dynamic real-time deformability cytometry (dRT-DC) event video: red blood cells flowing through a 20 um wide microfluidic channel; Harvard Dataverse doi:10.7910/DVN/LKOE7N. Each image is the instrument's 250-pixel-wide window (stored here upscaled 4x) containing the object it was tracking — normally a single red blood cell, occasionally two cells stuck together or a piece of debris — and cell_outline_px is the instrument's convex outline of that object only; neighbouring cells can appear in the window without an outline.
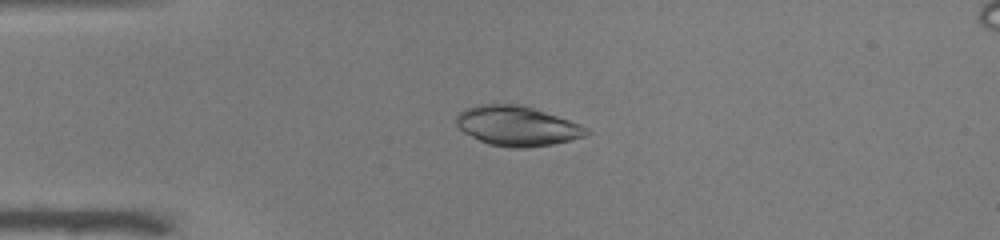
{"species": "common noctule bat (a hibernating species)", "species_latin": "Nyctalus noctula", "temperature_condition": "warm", "stored_images_in_passage": 39, "camera_frame_rate_fps": 3000, "um_per_image_px": 0.085, "animal": {"sex": "male", "body_mass_g": 19.0, "forearm_length_mm": 50.8}, "frame": {"image": 1, "passage_image": 1, "time_ms": 0.0, "image_size_px": [1000, 240], "cell_outline_px": [[592, 132], [584, 136], [572, 140], [552, 144], [528, 148], [512, 148], [488, 144], [464, 132], [456, 124], [456, 116], [464, 108], [480, 104], [520, 104], [580, 124], [588, 128]], "centroid_in_image_um": [43.95, 10.71], "position_along_channel_um": 41.0, "area_um2": 30.06}}
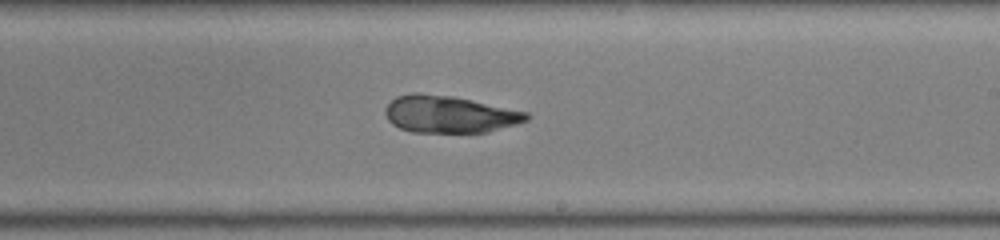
{"frame": {"image": 2, "passage_image": 19, "time_ms": 6.0, "image_size_px": [1000, 240], "cell_outline_px": [[528, 120], [516, 124], [488, 132], [412, 132], [400, 128], [392, 124], [388, 120], [384, 112], [384, 108], [396, 96], [412, 92], [420, 92], [452, 96], [528, 112]], "centroid_in_image_um": [38.15, 9.7], "position_along_channel_um": 250.9, "area_um2": 30.52}}
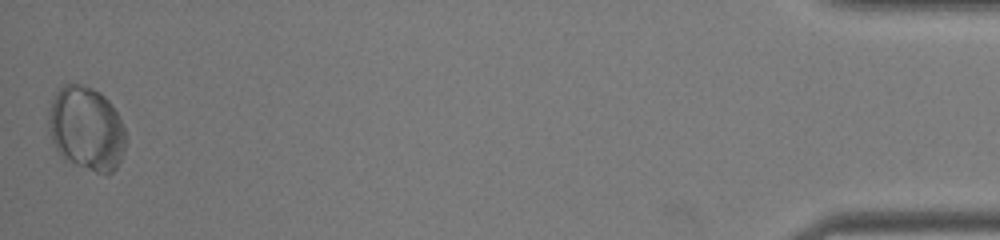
{"frame": {"image": 3, "passage_image": 39, "time_ms": 12.667, "image_size_px": [1000, 240], "cell_outline_px": [[124, 152], [116, 168], [112, 172], [104, 176], [64, 160], [60, 156], [48, 132], [48, 112], [52, 100], [56, 92], [64, 84], [80, 84], [92, 88], [100, 92], [112, 104], [124, 128]], "centroid_in_image_um": [7.32, 10.95], "position_along_channel_um": 427.9, "area_um2": 37.97}}